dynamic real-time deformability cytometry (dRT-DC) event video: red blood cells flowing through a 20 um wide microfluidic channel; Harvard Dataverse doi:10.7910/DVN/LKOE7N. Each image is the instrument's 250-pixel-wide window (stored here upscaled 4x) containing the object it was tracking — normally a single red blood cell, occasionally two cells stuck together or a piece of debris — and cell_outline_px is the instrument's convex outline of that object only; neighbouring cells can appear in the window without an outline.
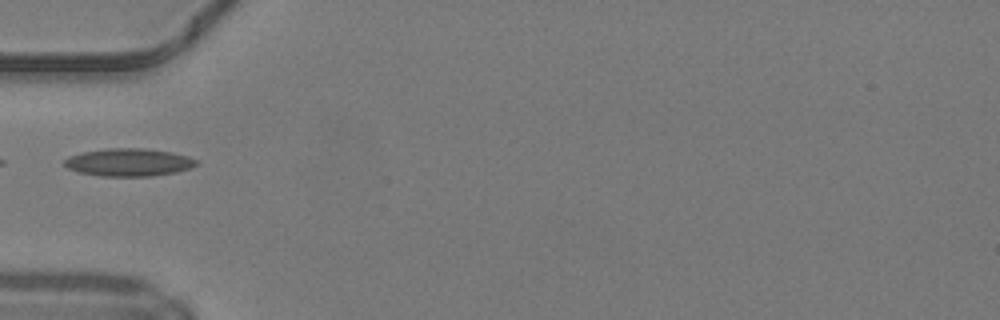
{"species": "common noctule bat (a hibernating species)", "species_latin": "Nyctalus noctula", "temperature_condition": "warm", "stored_images_in_passage": 17, "camera_frame_rate_fps": 3000, "um_per_image_px": 0.085, "animal": {"sex": "male", "body_mass_g": 19.2, "forearm_length_mm": 51.8}, "frame": {"image": 1, "passage_image": 1, "time_ms": 0.0, "image_size_px": [1000, 320], "cell_outline_px": [[200, 164], [192, 168], [176, 172], [152, 176], [100, 176], [80, 172], [68, 168], [64, 164], [64, 160], [68, 156], [84, 152], [108, 148], [144, 148], [172, 152], [188, 156], [196, 160]], "centroid_in_image_um": [10.99, 13.79], "position_along_channel_um": 74.0, "area_um2": 21.39}}